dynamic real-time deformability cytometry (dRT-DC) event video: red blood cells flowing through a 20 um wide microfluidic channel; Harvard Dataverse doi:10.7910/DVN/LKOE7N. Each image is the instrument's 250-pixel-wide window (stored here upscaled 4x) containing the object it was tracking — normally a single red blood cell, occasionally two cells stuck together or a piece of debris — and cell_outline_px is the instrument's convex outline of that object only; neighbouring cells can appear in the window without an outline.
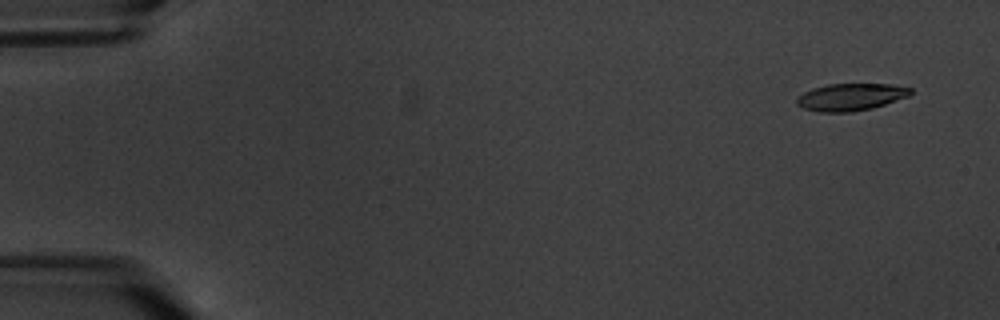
{"species": "common noctule bat (a hibernating species)", "species_latin": "Nyctalus noctula", "temperature_condition": "warm", "stored_images_in_passage": 5, "camera_frame_rate_fps": 3000, "um_per_image_px": 0.085, "animal": {"sex": "male", "body_mass_g": 20.1, "forearm_length_mm": 53.5}, "frame": {"image": 1, "passage_image": 1, "time_ms": 0.0, "image_size_px": [1000, 320], "cell_outline_px": [[912, 92], [908, 96], [872, 108], [852, 112], [820, 112], [804, 108], [796, 104], [796, 100], [804, 92], [812, 88], [828, 84], [892, 84], [912, 88]], "centroid_in_image_um": [72.31, 8.24], "position_along_channel_um": 12.7, "area_um2": 17.92}}
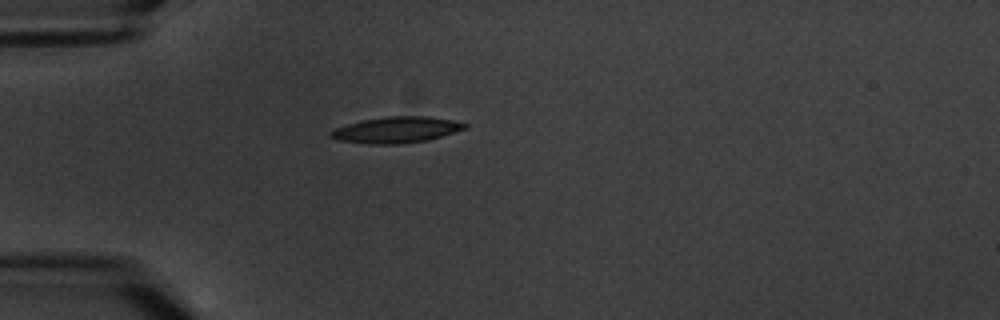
{"frame": {"image": 2, "passage_image": 5, "time_ms": 4.667, "image_size_px": [1000, 320], "cell_outline_px": [[468, 128], [428, 140], [400, 144], [368, 144], [336, 140], [328, 136], [328, 132], [332, 128], [364, 120], [388, 116], [432, 116], [452, 120], [468, 124]], "centroid_in_image_um": [33.66, 11.04], "position_along_channel_um": 51.3, "area_um2": 20.63}}